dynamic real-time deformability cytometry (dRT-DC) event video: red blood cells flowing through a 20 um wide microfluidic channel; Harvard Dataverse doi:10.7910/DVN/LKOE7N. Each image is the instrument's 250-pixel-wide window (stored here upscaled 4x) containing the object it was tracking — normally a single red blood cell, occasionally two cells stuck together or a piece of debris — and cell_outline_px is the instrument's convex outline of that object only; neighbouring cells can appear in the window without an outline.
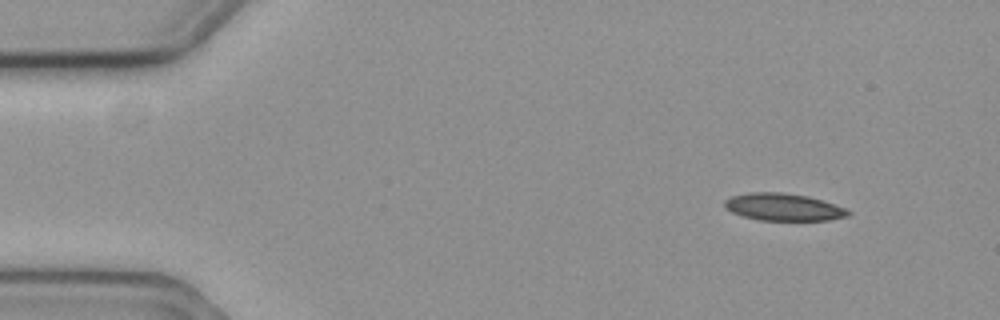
{"species": "common noctule bat (a hibernating species)", "species_latin": "Nyctalus noctula", "temperature_condition": "cold", "stored_images_in_passage": 8, "camera_frame_rate_fps": 3000, "um_per_image_px": 0.085, "animal": {"sex": "female", "body_mass_g": 19.3, "forearm_length_mm": 54.1}, "frame": {"image": 1, "passage_image": 1, "time_ms": 0.0, "image_size_px": [1000, 320], "cell_outline_px": [[852, 212], [844, 216], [828, 220], [760, 220], [744, 216], [732, 212], [724, 204], [724, 200], [732, 196], [752, 192], [784, 192], [808, 196], [844, 208]], "centroid_in_image_um": [66.56, 17.59], "position_along_channel_um": 18.4, "area_um2": 19.25}}